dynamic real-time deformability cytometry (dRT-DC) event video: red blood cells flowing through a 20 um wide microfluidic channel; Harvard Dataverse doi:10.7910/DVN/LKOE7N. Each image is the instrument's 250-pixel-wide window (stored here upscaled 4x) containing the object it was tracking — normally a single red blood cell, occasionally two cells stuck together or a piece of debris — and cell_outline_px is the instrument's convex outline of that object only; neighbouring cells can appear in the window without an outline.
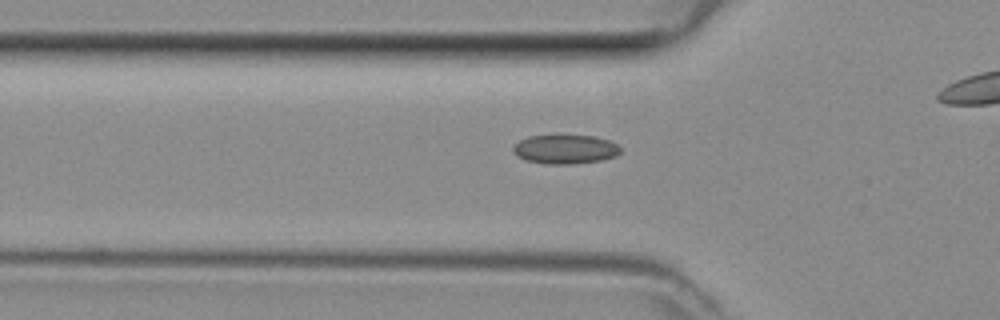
{"species": "common noctule bat (a hibernating species)", "species_latin": "Nyctalus noctula", "temperature_condition": "room temperature", "stored_images_in_passage": 25, "camera_frame_rate_fps": 3000, "um_per_image_px": 0.085, "animal": {"sex": "female", "body_mass_g": 29.2, "forearm_length_mm": 56.3}, "frame": {"image": 1, "passage_image": 2, "time_ms": 0.333, "image_size_px": [1000, 320], "cell_outline_px": [[620, 152], [616, 156], [600, 160], [572, 164], [548, 164], [528, 160], [516, 156], [512, 152], [512, 148], [520, 140], [528, 136], [592, 136], [608, 140], [616, 144], [620, 148]], "centroid_in_image_um": [48.02, 12.69], "position_along_channel_um": 77.8, "area_um2": 17.92}}
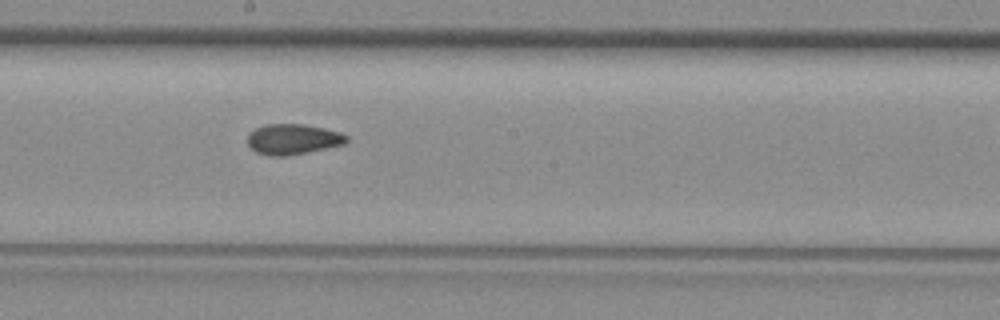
{"frame": {"image": 2, "passage_image": 12, "time_ms": 3.667, "image_size_px": [1000, 320], "cell_outline_px": [[348, 140], [344, 144], [284, 156], [272, 156], [256, 152], [248, 144], [248, 136], [256, 128], [268, 124], [304, 124], [324, 128], [340, 132], [348, 136]], "centroid_in_image_um": [24.91, 11.82], "position_along_channel_um": 223.3, "area_um2": 17.22}}
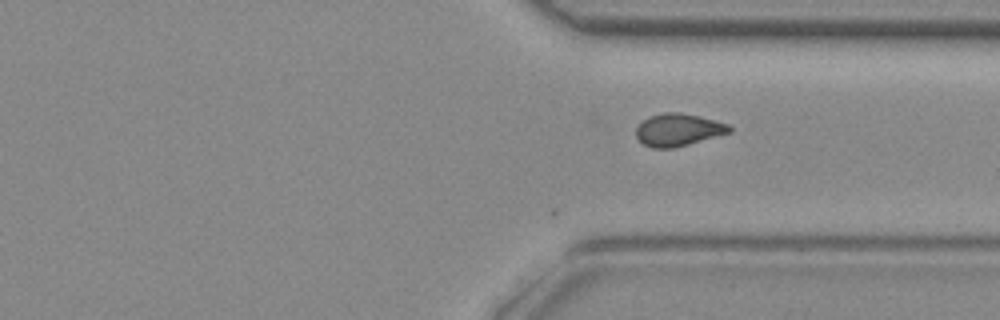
{"frame": {"image": 3, "passage_image": 21, "time_ms": 6.667, "image_size_px": [1000, 320], "cell_outline_px": [[732, 132], [688, 144], [672, 148], [652, 148], [644, 144], [636, 136], [636, 128], [648, 116], [664, 112], [680, 112], [728, 124], [732, 128]], "centroid_in_image_um": [57.63, 11.03], "position_along_channel_um": 353.8, "area_um2": 17.4}}